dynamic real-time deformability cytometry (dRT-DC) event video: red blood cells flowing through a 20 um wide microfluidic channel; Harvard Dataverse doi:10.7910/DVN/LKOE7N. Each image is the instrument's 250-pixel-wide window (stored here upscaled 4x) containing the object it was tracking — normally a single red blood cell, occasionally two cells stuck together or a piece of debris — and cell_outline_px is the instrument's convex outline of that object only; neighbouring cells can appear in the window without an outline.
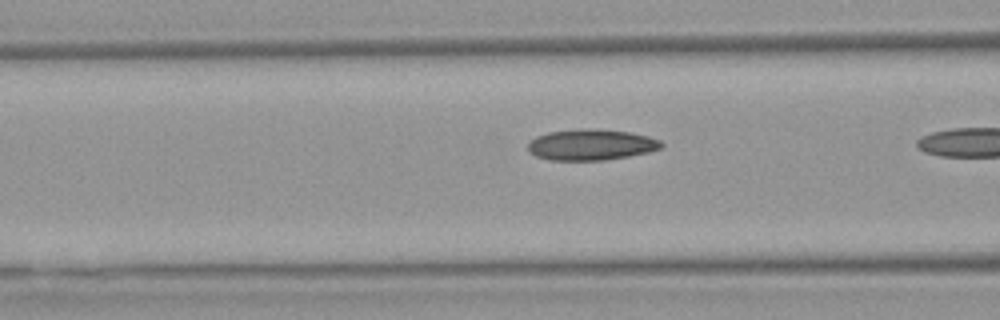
{"species": "Egyptian fruit bat (a non-hibernating species)", "species_latin": "Rousettus aegyptiacus", "temperature_condition": "warm", "stored_images_in_passage": 14, "camera_frame_rate_fps": 3000, "um_per_image_px": 0.085, "animal": {"sex": "female"}, "frame": {"image": 1, "passage_image": 12, "time_ms": 3.667, "image_size_px": [1000, 320], "cell_outline_px": [[664, 144], [660, 148], [648, 152], [628, 156], [604, 160], [548, 160], [536, 156], [528, 152], [528, 144], [536, 136], [548, 132], [576, 128], [588, 128], [632, 132], [648, 136], [660, 140]], "centroid_in_image_um": [50.22, 12.29], "position_along_channel_um": 116.4, "area_um2": 24.22}}